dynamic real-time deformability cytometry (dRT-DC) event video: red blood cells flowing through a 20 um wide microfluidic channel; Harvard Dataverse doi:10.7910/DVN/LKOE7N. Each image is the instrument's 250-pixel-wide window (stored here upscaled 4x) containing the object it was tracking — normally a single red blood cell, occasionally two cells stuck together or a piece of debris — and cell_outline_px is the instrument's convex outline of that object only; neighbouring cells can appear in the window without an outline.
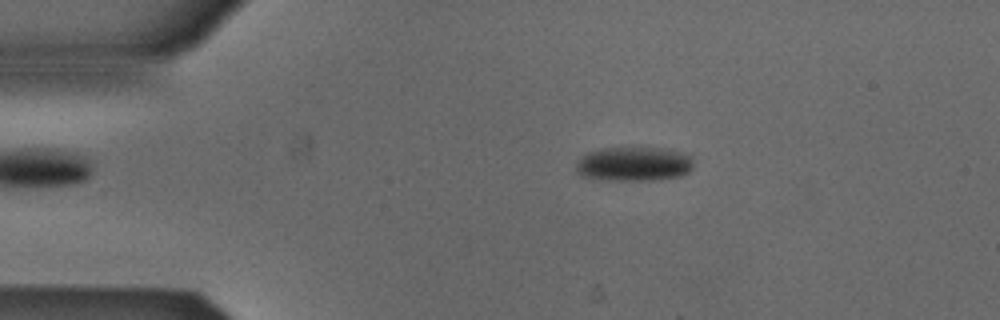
{"species": "Egyptian fruit bat (a non-hibernating species)", "species_latin": "Rousettus aegyptiacus", "temperature_condition": "cold", "stored_images_in_passage": 52, "camera_frame_rate_fps": 3000, "um_per_image_px": 0.085, "animal": {"sex": "male"}, "frame": {"image": 1, "passage_image": 9, "time_ms": 2.667, "image_size_px": [1000, 320], "cell_outline_px": [[692, 168], [684, 176], [656, 180], [592, 180], [580, 176], [576, 172], [576, 160], [588, 152], [604, 148], [660, 148], [680, 152], [692, 156]], "centroid_in_image_um": [53.83, 13.96], "position_along_channel_um": 31.2, "area_um2": 23.87}}
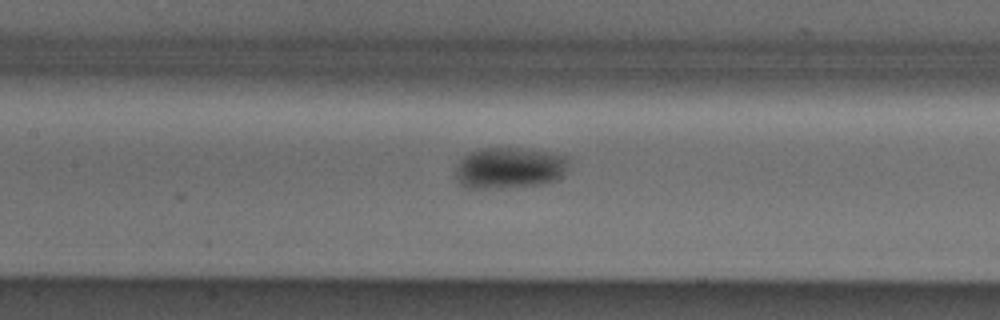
{"frame": {"image": 2, "passage_image": 23, "time_ms": 7.333, "image_size_px": [1000, 320], "cell_outline_px": [[568, 164], [560, 176], [556, 180], [536, 184], [484, 188], [468, 188], [460, 184], [456, 176], [456, 164], [464, 156], [480, 148], [520, 148], [568, 156]], "centroid_in_image_um": [43.25, 14.25], "position_along_channel_um": 164.2, "area_um2": 26.53}}
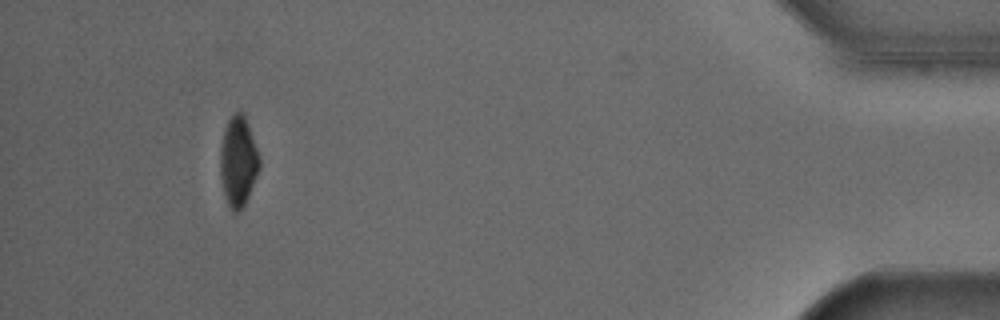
{"frame": {"image": 3, "passage_image": 48, "time_ms": 15.667, "image_size_px": [1000, 320], "cell_outline_px": [[260, 168], [248, 196], [244, 204], [236, 212], [232, 212], [228, 204], [224, 192], [220, 172], [220, 148], [224, 132], [228, 120], [236, 112], [244, 112], [260, 156]], "centroid_in_image_um": [20.26, 13.69], "position_along_channel_um": 414.9, "area_um2": 20.35}, "authors_computed_cell_mechanics": {"area_um2": 23.6402, "velocity_mm_per_s": 3.8684, "shape_relaxation_time_tau1_ms": 4.845, "shape_relaxation_time_tau2_ms": null, "deformation_change_tau1": 0.101, "deformation_change_tau2": null}}